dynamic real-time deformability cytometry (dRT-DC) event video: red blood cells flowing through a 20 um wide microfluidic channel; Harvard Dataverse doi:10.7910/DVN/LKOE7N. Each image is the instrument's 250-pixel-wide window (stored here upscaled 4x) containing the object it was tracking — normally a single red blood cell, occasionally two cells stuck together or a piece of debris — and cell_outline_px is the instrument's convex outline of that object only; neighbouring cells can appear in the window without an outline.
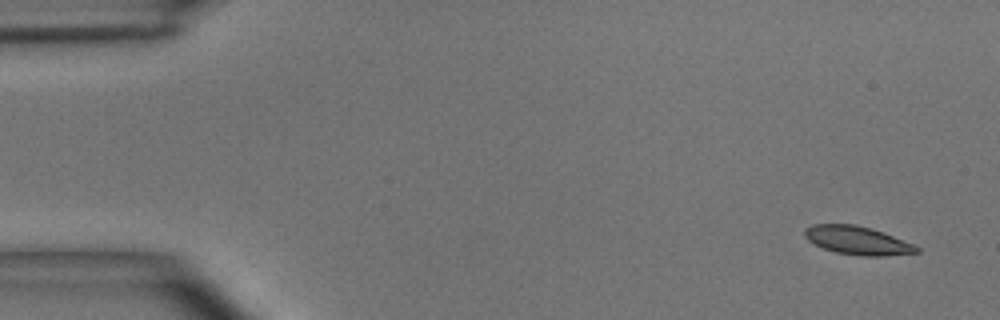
{"species": "common noctule bat (a hibernating species)", "species_latin": "Nyctalus noctula", "temperature_condition": "room temperature", "stored_images_in_passage": 5, "camera_frame_rate_fps": 3000, "um_per_image_px": 0.085, "animal": {"sex": "male", "body_mass_g": 15.6}, "frame": {"image": 1, "passage_image": 1, "time_ms": 0.0, "image_size_px": [1000, 320], "cell_outline_px": [[920, 252], [884, 256], [860, 256], [836, 252], [812, 244], [804, 236], [804, 228], [812, 224], [856, 224], [872, 228], [884, 232], [916, 244], [920, 248]], "centroid_in_image_um": [72.9, 20.43], "position_along_channel_um": 12.1, "area_um2": 18.9}}
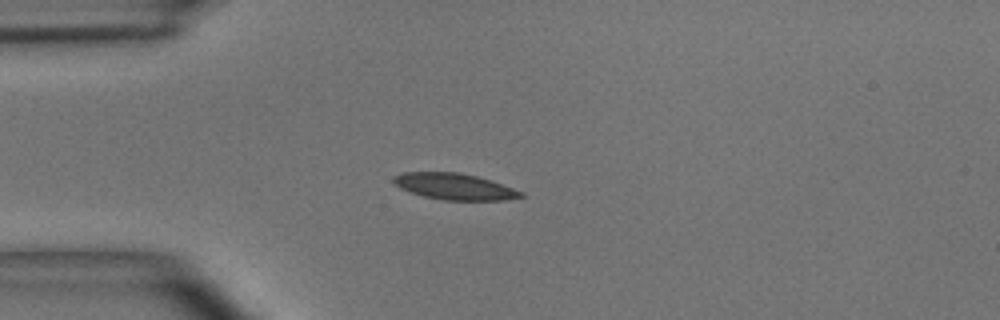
{"frame": {"image": 2, "passage_image": 4, "time_ms": 1.0, "image_size_px": [1000, 320], "cell_outline_px": [[524, 196], [504, 200], [444, 200], [424, 196], [400, 188], [392, 184], [392, 176], [404, 172], [460, 172], [492, 180], [524, 192]], "centroid_in_image_um": [38.62, 15.84], "position_along_channel_um": 46.4, "area_um2": 19.59}}